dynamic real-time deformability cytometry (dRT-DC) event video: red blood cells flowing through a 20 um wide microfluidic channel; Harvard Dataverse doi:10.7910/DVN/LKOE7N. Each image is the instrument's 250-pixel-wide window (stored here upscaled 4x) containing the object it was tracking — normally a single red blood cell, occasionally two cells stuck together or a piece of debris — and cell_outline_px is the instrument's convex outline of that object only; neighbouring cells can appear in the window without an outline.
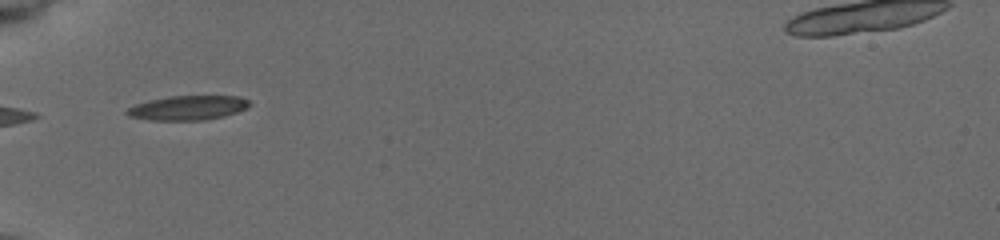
{"species": "common noctule bat (a hibernating species)", "species_latin": "Nyctalus noctula", "temperature_condition": "cold", "stored_images_in_passage": 3, "camera_frame_rate_fps": 3000, "um_per_image_px": 0.085, "animal": {"sex": "female", "body_mass_g": 19.5, "forearm_length_mm": 54.1}, "frame": {"image": 1, "passage_image": 1, "time_ms": 0.0, "image_size_px": [1000, 240], "cell_outline_px": [[252, 104], [248, 108], [224, 116], [204, 120], [152, 120], [128, 116], [124, 112], [128, 108], [136, 104], [148, 100], [168, 96], [240, 96], [248, 100]], "centroid_in_image_um": [15.98, 9.16], "position_along_channel_um": 69.0, "area_um2": 17.51}}